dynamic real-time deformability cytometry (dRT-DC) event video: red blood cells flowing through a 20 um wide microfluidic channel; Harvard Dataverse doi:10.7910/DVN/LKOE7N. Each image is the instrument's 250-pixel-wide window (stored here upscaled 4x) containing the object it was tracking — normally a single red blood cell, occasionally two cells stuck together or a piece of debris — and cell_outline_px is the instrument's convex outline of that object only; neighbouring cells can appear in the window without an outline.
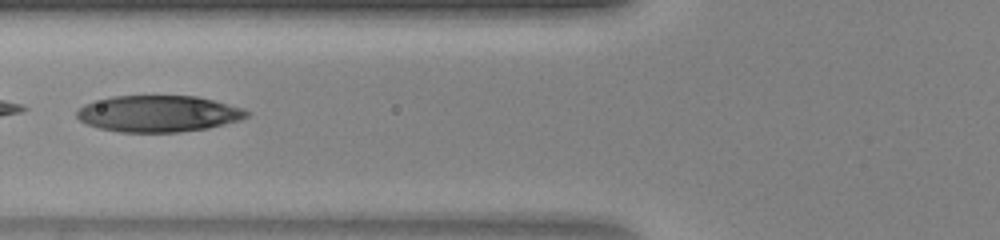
{"species": "human", "species_latin": "Homo sapiens", "temperature_condition": "warm", "stored_images_in_passage": 47, "camera_frame_rate_fps": 3000, "um_per_image_px": 0.085, "donor": {"sex": "female"}, "frame": {"image": 1, "passage_image": 19, "time_ms": 6.0, "image_size_px": [1000, 240], "cell_outline_px": [[248, 116], [240, 120], [208, 128], [180, 132], [120, 132], [100, 128], [84, 124], [76, 116], [76, 112], [84, 104], [112, 96], [196, 96], [244, 108], [248, 112]], "centroid_in_image_um": [13.45, 9.67], "position_along_channel_um": 112.4, "area_um2": 36.01}}
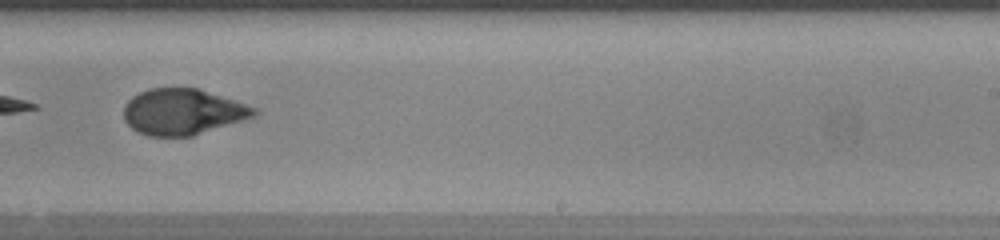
{"frame": {"image": 2, "passage_image": 30, "time_ms": 9.667, "image_size_px": [1000, 240], "cell_outline_px": [[260, 112], [256, 116], [244, 120], [192, 136], [148, 136], [136, 132], [124, 120], [124, 104], [132, 96], [148, 88], [196, 88], [260, 108]], "centroid_in_image_um": [15.55, 9.51], "position_along_channel_um": 273.5, "area_um2": 35.14}}
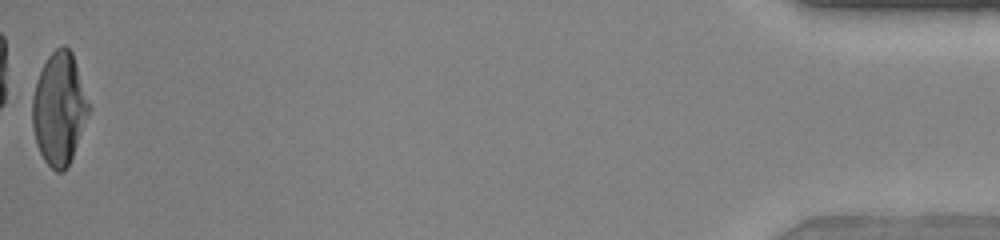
{"frame": {"image": 3, "passage_image": 47, "time_ms": 15.333, "image_size_px": [1000, 240], "cell_outline_px": [[92, 108], [72, 156], [64, 172], [56, 172], [44, 160], [36, 144], [32, 128], [32, 96], [36, 80], [48, 56], [56, 48], [64, 44], [72, 52]], "centroid_in_image_um": [5.04, 9.23], "position_along_channel_um": 430.2, "area_um2": 37.17}}